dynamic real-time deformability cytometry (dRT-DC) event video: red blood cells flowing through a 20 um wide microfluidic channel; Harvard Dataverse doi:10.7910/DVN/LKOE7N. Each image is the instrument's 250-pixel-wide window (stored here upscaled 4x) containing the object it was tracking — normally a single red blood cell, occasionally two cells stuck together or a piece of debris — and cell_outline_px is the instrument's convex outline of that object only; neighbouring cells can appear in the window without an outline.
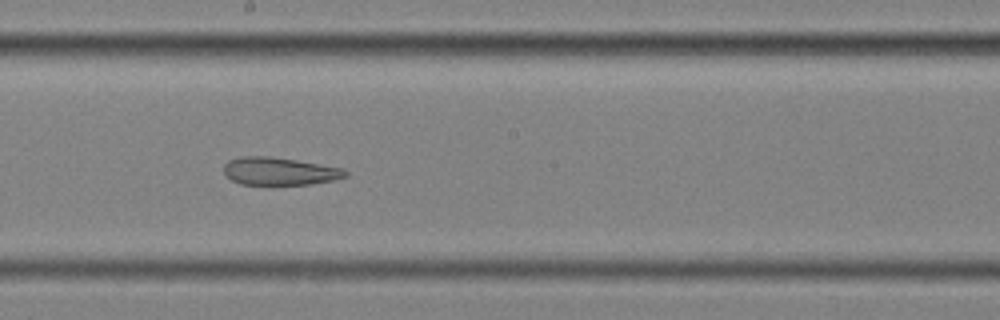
{"species": "common noctule bat (a hibernating species)", "species_latin": "Nyctalus noctula", "temperature_condition": "cold", "stored_images_in_passage": 10, "camera_frame_rate_fps": 3000, "um_per_image_px": 0.085, "animal": {"sex": "female", "body_mass_g": 25.1}, "frame": {"image": 1, "passage_image": 9, "time_ms": 2.667, "image_size_px": [1000, 320], "cell_outline_px": [[348, 176], [332, 180], [312, 184], [240, 184], [232, 180], [224, 172], [224, 164], [228, 160], [240, 156], [268, 156], [296, 160], [344, 168], [348, 172]], "centroid_in_image_um": [23.76, 14.54], "position_along_channel_um": 224.4, "area_um2": 19.59}}
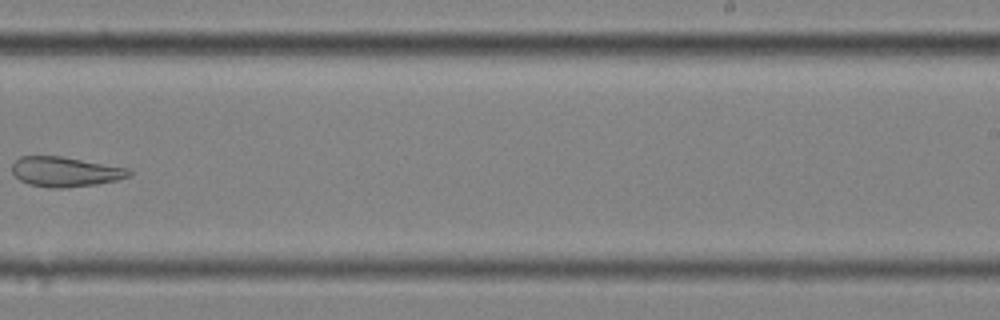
{"frame": {"image": 2, "passage_image": 10, "time_ms": 3.0, "image_size_px": [1000, 320], "cell_outline_px": [[132, 176], [116, 180], [96, 184], [64, 188], [48, 188], [28, 184], [20, 180], [12, 172], [12, 164], [20, 156], [60, 156], [128, 168], [132, 172]], "centroid_in_image_um": [5.54, 14.6], "position_along_channel_um": 283.5, "area_um2": 20.35}}